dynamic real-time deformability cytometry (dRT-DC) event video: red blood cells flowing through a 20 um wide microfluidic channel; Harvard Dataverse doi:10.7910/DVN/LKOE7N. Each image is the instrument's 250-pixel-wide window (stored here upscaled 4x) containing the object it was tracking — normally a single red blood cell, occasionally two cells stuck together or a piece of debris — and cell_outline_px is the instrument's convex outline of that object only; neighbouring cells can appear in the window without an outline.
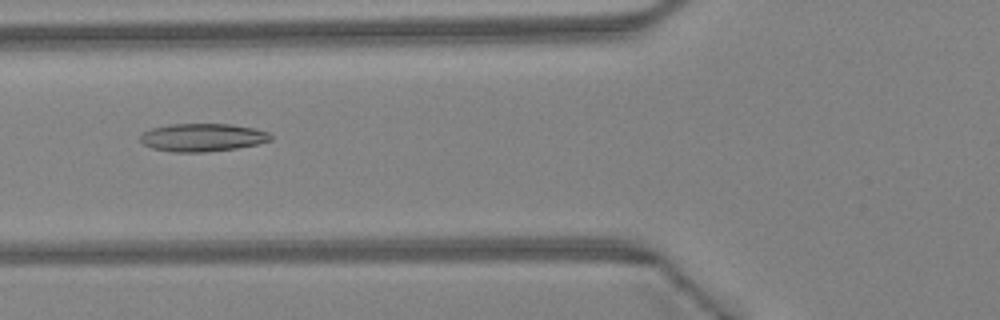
{"species": "Egyptian fruit bat (a non-hibernating species)", "species_latin": "Rousettus aegyptiacus", "temperature_condition": "warm", "stored_images_in_passage": 45, "camera_frame_rate_fps": 3000, "um_per_image_px": 0.085, "animal": {"sex": "female"}, "frame": {"image": 1, "passage_image": 18, "time_ms": 5.667, "image_size_px": [1000, 320], "cell_outline_px": [[272, 140], [256, 144], [236, 148], [204, 152], [172, 152], [152, 148], [144, 144], [140, 140], [140, 136], [144, 132], [152, 128], [168, 124], [232, 124], [256, 128], [268, 132], [272, 136]], "centroid_in_image_um": [17.22, 11.68], "position_along_channel_um": 108.6, "area_um2": 21.27}}
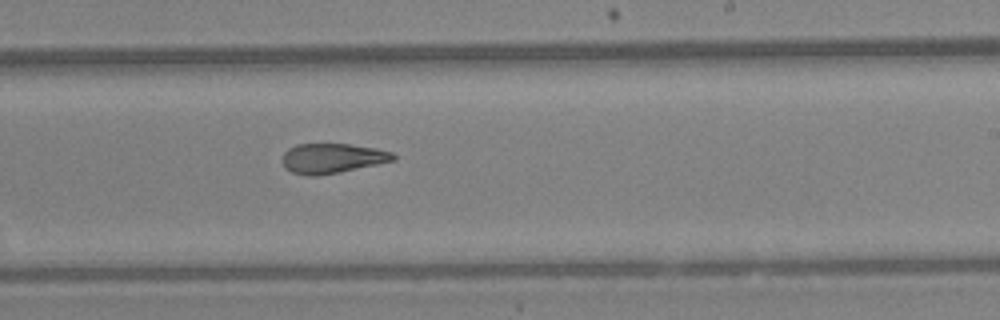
{"frame": {"image": 2, "passage_image": 28, "time_ms": 9.0, "image_size_px": [1000, 320], "cell_outline_px": [[396, 160], [340, 172], [316, 176], [308, 176], [292, 172], [284, 164], [284, 152], [288, 148], [296, 144], [348, 144], [376, 148], [392, 152], [396, 156]], "centroid_in_image_um": [28.27, 13.45], "position_along_channel_um": 260.7, "area_um2": 19.13}}
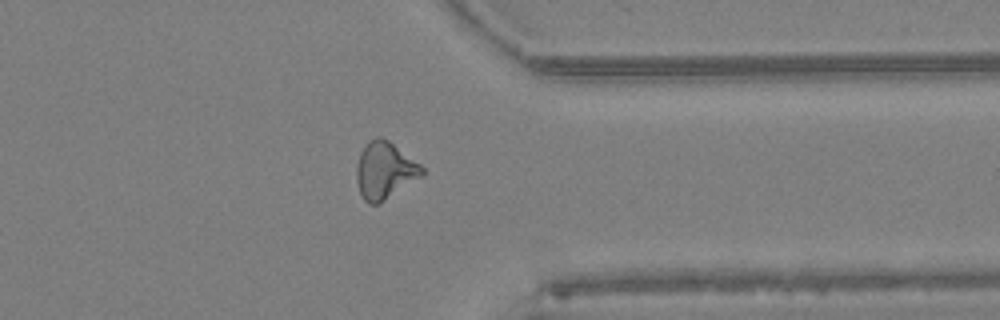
{"frame": {"image": 3, "passage_image": 36, "time_ms": 11.667, "image_size_px": [1000, 320], "cell_outline_px": [[424, 176], [380, 204], [368, 204], [364, 200], [360, 192], [356, 180], [356, 164], [360, 152], [368, 140], [376, 136], [384, 136], [420, 164], [424, 168]], "centroid_in_image_um": [32.71, 14.49], "position_along_channel_um": 378.7, "area_um2": 22.31}, "authors_computed_cell_mechanics": {"area_um2": 20.8658, "velocity_mm_per_s": 4.5859, "shape_relaxation_time_tau1_ms": 10.8357, "shape_relaxation_time_tau2_ms": 2.2416, "deformation_change_tau1": 0.2528, "deformation_change_tau2": 0.1001}}